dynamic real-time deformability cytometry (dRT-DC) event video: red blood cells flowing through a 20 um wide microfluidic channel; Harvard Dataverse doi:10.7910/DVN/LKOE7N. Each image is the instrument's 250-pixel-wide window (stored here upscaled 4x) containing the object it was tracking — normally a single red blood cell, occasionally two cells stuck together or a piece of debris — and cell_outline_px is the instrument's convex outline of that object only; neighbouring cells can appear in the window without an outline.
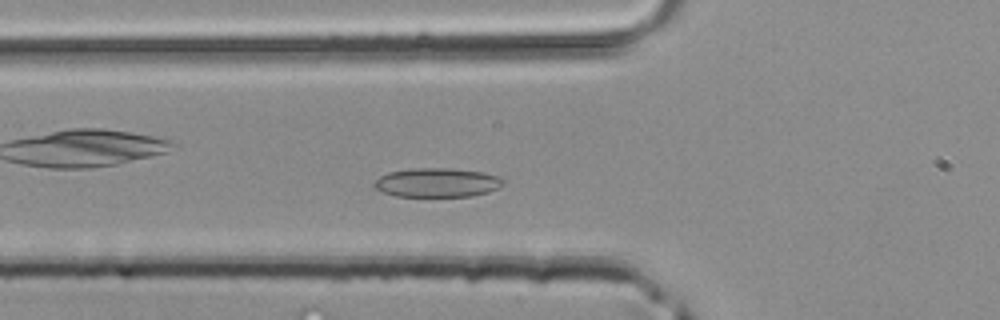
{"species": "common noctule bat (a hibernating species)", "species_latin": "Nyctalus noctula", "temperature_condition": "room temperature", "stored_images_in_passage": 28, "camera_frame_rate_fps": 3000, "um_per_image_px": 0.085, "animal": {"sex": "male", "body_mass_g": 20.4}, "frame": {"image": 1, "passage_image": 2, "time_ms": 0.333, "image_size_px": [1000, 320], "cell_outline_px": [[504, 184], [488, 192], [472, 196], [396, 196], [384, 192], [376, 188], [372, 184], [380, 176], [388, 172], [412, 168], [448, 168], [484, 172], [496, 176], [504, 180]], "centroid_in_image_um": [37.14, 15.51], "position_along_channel_um": 88.7, "area_um2": 21.73}}
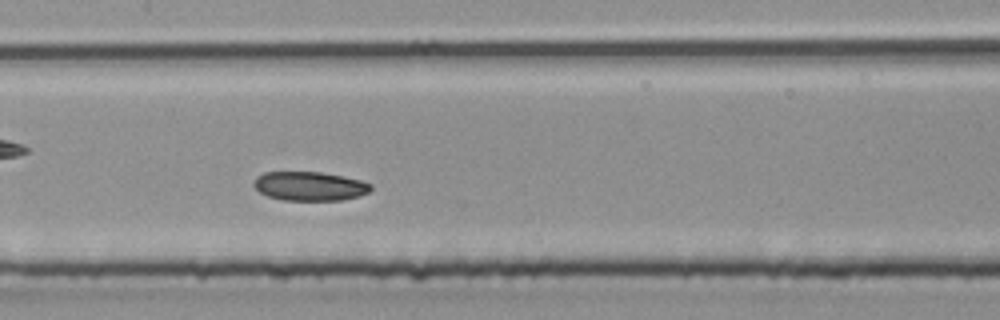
{"frame": {"image": 2, "passage_image": 8, "time_ms": 2.333, "image_size_px": [1000, 320], "cell_outline_px": [[372, 188], [368, 192], [360, 196], [340, 200], [284, 200], [268, 196], [260, 192], [252, 184], [256, 176], [264, 172], [320, 172], [344, 176], [360, 180], [372, 184]], "centroid_in_image_um": [26.32, 15.82], "position_along_channel_um": 181.1, "area_um2": 19.83}}
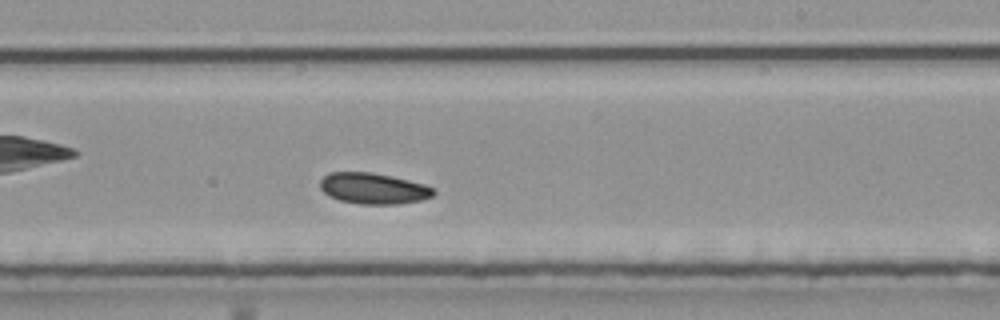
{"frame": {"image": 3, "passage_image": 13, "time_ms": 4.0, "image_size_px": [1000, 320], "cell_outline_px": [[436, 192], [432, 196], [420, 200], [400, 204], [360, 204], [340, 200], [328, 196], [320, 188], [320, 180], [328, 172], [368, 172], [392, 176], [424, 184], [436, 188]], "centroid_in_image_um": [31.74, 16.02], "position_along_channel_um": 257.3, "area_um2": 20.58}}